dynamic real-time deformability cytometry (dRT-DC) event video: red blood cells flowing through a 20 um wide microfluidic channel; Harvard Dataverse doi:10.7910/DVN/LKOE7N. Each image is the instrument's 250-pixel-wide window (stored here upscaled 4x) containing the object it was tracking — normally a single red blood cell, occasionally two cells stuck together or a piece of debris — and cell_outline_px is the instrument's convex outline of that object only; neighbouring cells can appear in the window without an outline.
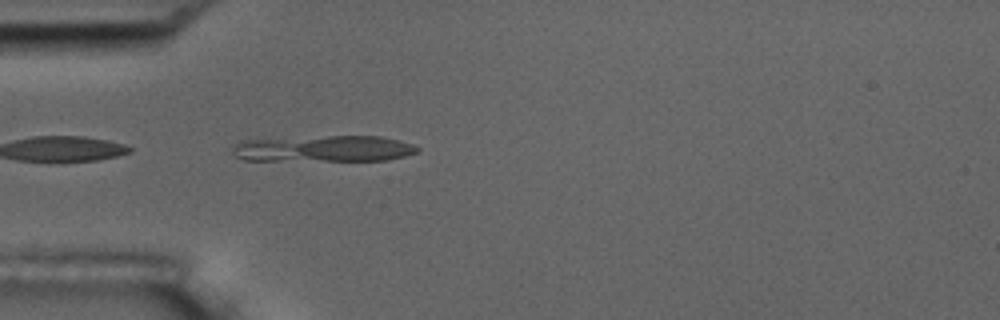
{"species": "common noctule bat (a hibernating species)", "species_latin": "Nyctalus noctula", "temperature_condition": "room temperature", "stored_images_in_passage": 5, "camera_frame_rate_fps": 3000, "um_per_image_px": 0.085, "animal": {"sex": "male", "body_mass_g": 17.5, "forearm_length_mm": 52.3}, "frame": {"image": 1, "passage_image": 5, "time_ms": 1.333, "image_size_px": [1000, 320], "cell_outline_px": [[420, 152], [388, 160], [244, 160], [236, 156], [232, 152], [232, 144], [244, 140], [328, 136], [380, 136], [400, 140], [412, 144], [420, 148]], "centroid_in_image_um": [27.55, 12.63], "position_along_channel_um": 57.4, "area_um2": 28.26}}